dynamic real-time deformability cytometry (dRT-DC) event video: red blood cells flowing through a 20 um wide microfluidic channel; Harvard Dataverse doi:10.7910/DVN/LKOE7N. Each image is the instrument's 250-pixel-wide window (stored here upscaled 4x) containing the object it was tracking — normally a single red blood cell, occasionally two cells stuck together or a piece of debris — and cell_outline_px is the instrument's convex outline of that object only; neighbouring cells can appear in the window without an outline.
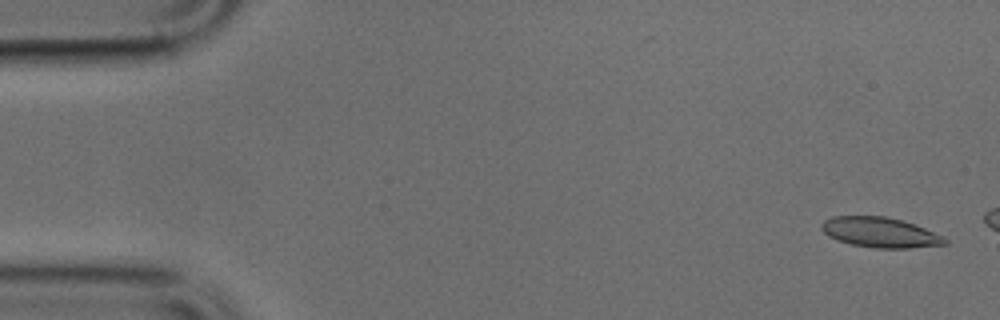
{"species": "common noctule bat (a hibernating species)", "species_latin": "Nyctalus noctula", "temperature_condition": "cold", "stored_images_in_passage": 5, "camera_frame_rate_fps": 3000, "um_per_image_px": 0.085, "animal": {"sex": "male", "body_mass_g": 17.9, "forearm_length_mm": 54.2}, "frame": {"image": 1, "passage_image": 2, "time_ms": 0.333, "image_size_px": [1000, 320], "cell_outline_px": [[948, 244], [908, 248], [876, 248], [852, 244], [836, 240], [828, 236], [820, 228], [820, 224], [824, 220], [832, 216], [888, 216], [924, 228], [944, 236], [948, 240]], "centroid_in_image_um": [74.79, 19.75], "position_along_channel_um": 10.2, "area_um2": 21.68}}